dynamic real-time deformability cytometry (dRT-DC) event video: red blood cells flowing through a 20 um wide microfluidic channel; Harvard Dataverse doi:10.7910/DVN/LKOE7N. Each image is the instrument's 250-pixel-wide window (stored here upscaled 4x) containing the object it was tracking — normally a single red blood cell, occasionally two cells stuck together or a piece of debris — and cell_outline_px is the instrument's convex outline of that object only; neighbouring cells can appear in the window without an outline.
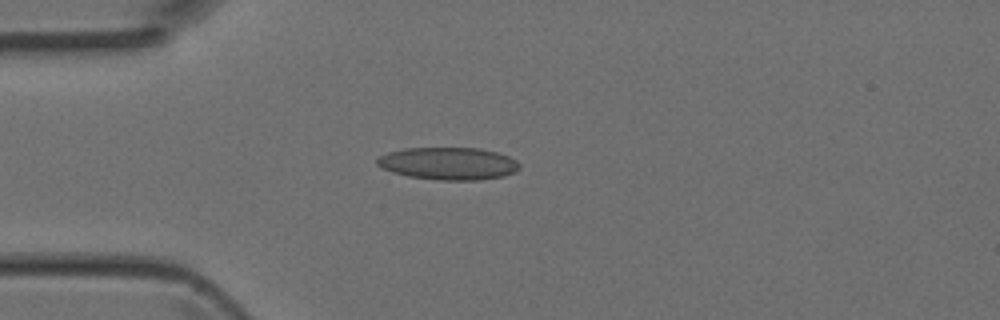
{"species": "Egyptian fruit bat (a non-hibernating species)", "species_latin": "Rousettus aegyptiacus", "temperature_condition": "room temperature", "stored_images_in_passage": 38, "camera_frame_rate_fps": 3000, "um_per_image_px": 0.085, "animal": {"sex": "female"}, "frame": {"image": 1, "passage_image": 8, "time_ms": 2.333, "image_size_px": [1000, 320], "cell_outline_px": [[520, 168], [504, 176], [480, 180], [436, 180], [408, 176], [392, 172], [380, 168], [376, 164], [376, 160], [380, 156], [388, 152], [404, 148], [480, 148], [496, 152], [508, 156], [516, 160], [520, 164]], "centroid_in_image_um": [38.09, 13.9], "position_along_channel_um": 46.9, "area_um2": 27.05}}
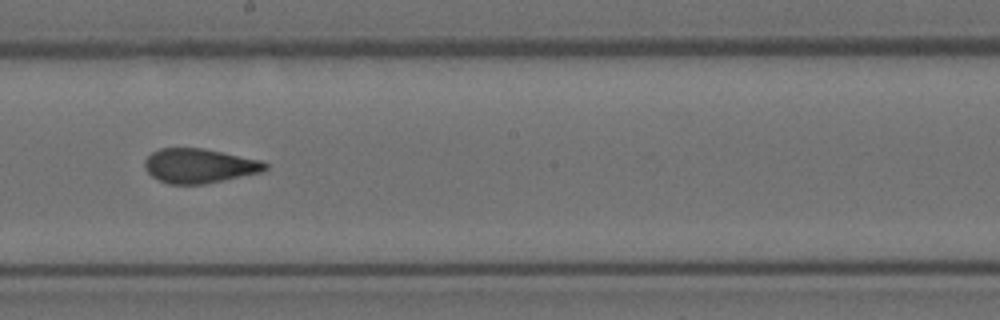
{"frame": {"image": 2, "passage_image": 21, "time_ms": 6.667, "image_size_px": [1000, 320], "cell_outline_px": [[268, 168], [260, 172], [224, 180], [204, 184], [168, 184], [152, 176], [144, 168], [144, 160], [152, 152], [160, 148], [204, 148], [260, 160], [268, 164]], "centroid_in_image_um": [16.92, 14.09], "position_along_channel_um": 231.3, "area_um2": 24.1}}
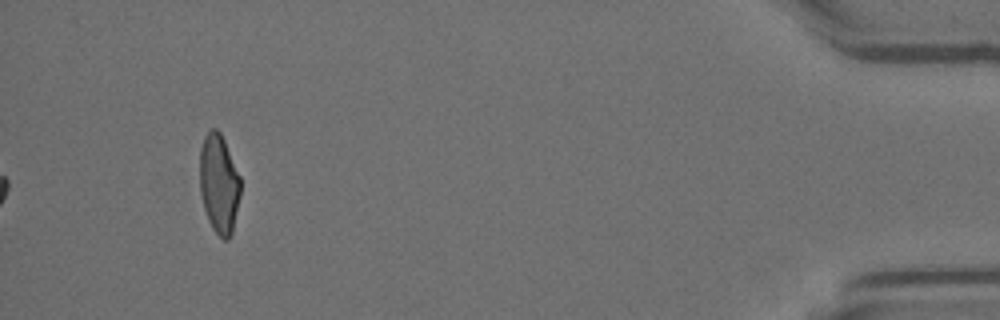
{"frame": {"image": 3, "passage_image": 38, "time_ms": 12.333, "image_size_px": [1000, 320], "cell_outline_px": [[240, 196], [232, 232], [228, 240], [224, 240], [212, 228], [208, 220], [204, 208], [200, 192], [200, 148], [204, 136], [212, 128], [216, 128], [220, 132], [224, 140], [240, 176]], "centroid_in_image_um": [18.61, 15.61], "position_along_channel_um": 416.6, "area_um2": 23.47}}